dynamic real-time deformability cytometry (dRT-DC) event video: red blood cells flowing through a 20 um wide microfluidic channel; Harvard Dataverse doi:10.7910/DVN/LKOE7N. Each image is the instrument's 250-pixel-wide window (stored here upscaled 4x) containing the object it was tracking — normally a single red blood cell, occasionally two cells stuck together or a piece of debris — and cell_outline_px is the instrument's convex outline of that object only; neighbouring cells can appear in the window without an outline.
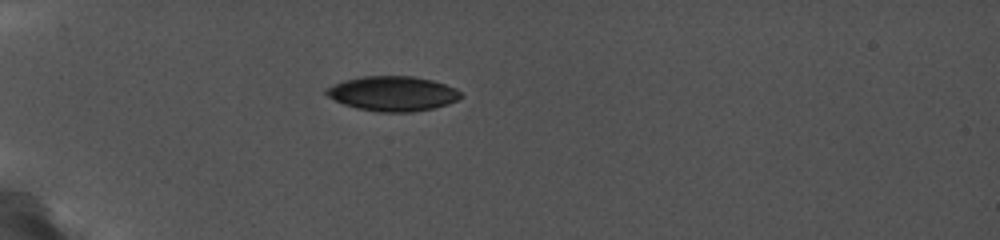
{"species": "common noctule bat (a hibernating species)", "species_latin": "Nyctalus noctula", "temperature_condition": "cold", "stored_images_in_passage": 13, "camera_frame_rate_fps": 5000, "um_per_image_px": 0.085, "animal": {"sex": "female", "body_mass_g": 19.0, "forearm_length_mm": 56.7}, "frame": {"image": 1, "passage_image": 6, "time_ms": 2.8, "image_size_px": [1000, 240], "cell_outline_px": [[464, 96], [448, 104], [432, 108], [412, 112], [376, 112], [356, 108], [344, 104], [328, 96], [324, 92], [324, 88], [344, 80], [364, 76], [412, 76], [432, 80], [456, 88]], "centroid_in_image_um": [33.37, 7.95], "position_along_channel_um": 51.6, "area_um2": 27.28}}
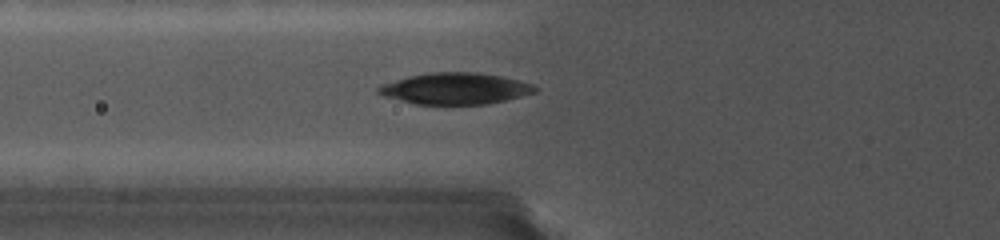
{"frame": {"image": 2, "passage_image": 11, "time_ms": 4.6, "image_size_px": [1000, 240], "cell_outline_px": [[536, 92], [488, 104], [416, 104], [384, 96], [376, 92], [376, 88], [384, 84], [408, 76], [428, 72], [476, 72], [500, 76], [532, 84], [536, 88]], "centroid_in_image_um": [38.66, 7.52], "position_along_channel_um": 87.1, "area_um2": 28.32}}